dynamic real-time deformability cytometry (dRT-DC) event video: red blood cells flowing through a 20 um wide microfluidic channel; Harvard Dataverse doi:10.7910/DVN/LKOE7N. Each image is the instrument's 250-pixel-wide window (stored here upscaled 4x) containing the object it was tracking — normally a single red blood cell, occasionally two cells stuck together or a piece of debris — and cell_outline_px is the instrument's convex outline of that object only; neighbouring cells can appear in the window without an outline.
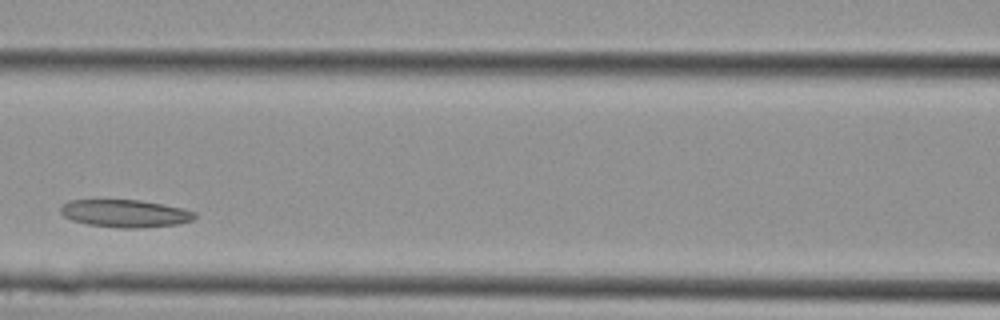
{"species": "Egyptian fruit bat (a non-hibernating species)", "species_latin": "Rousettus aegyptiacus", "temperature_condition": "cold", "stored_images_in_passage": 9, "camera_frame_rate_fps": 3000, "um_per_image_px": 0.085, "animal": {"sex": "female"}, "frame": {"image": 1, "passage_image": 6, "time_ms": 1.667, "image_size_px": [1000, 320], "cell_outline_px": [[196, 216], [192, 220], [176, 224], [140, 228], [120, 228], [84, 224], [72, 220], [64, 216], [60, 212], [60, 208], [68, 200], [140, 200], [164, 204], [184, 208], [196, 212]], "centroid_in_image_um": [10.64, 18.14], "position_along_channel_um": 156.0, "area_um2": 21.68}}
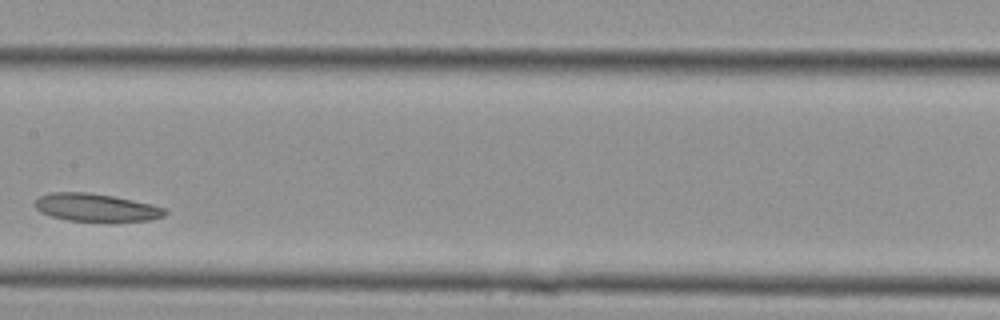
{"frame": {"image": 2, "passage_image": 8, "time_ms": 2.333, "image_size_px": [1000, 320], "cell_outline_px": [[168, 212], [164, 216], [148, 220], [68, 220], [52, 216], [40, 212], [36, 208], [36, 200], [40, 196], [52, 192], [88, 192], [112, 196], [152, 204], [164, 208]], "centroid_in_image_um": [8.16, 17.62], "position_along_channel_um": 199.2, "area_um2": 20.52}}